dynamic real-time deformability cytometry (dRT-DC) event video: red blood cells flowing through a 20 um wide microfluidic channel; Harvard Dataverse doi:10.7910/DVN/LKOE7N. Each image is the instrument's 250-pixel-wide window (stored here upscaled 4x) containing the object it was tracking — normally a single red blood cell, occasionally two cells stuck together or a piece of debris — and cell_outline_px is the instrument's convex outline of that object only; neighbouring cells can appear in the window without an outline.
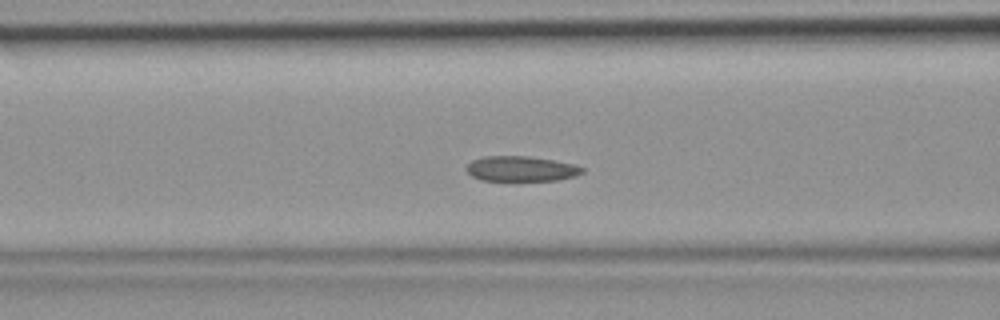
{"species": "common noctule bat (a hibernating species)", "species_latin": "Nyctalus noctula", "temperature_condition": "room temperature", "stored_images_in_passage": 36, "camera_frame_rate_fps": 3000, "um_per_image_px": 0.085, "animal": {"sex": "female", "body_mass_g": 19.9}, "frame": {"image": 1, "passage_image": 9, "time_ms": 2.667, "image_size_px": [1000, 320], "cell_outline_px": [[584, 172], [576, 176], [556, 180], [480, 180], [472, 176], [464, 168], [472, 160], [484, 156], [528, 156], [552, 160], [572, 164], [584, 168]], "centroid_in_image_um": [44.27, 14.34], "position_along_channel_um": 122.3, "area_um2": 16.88}}
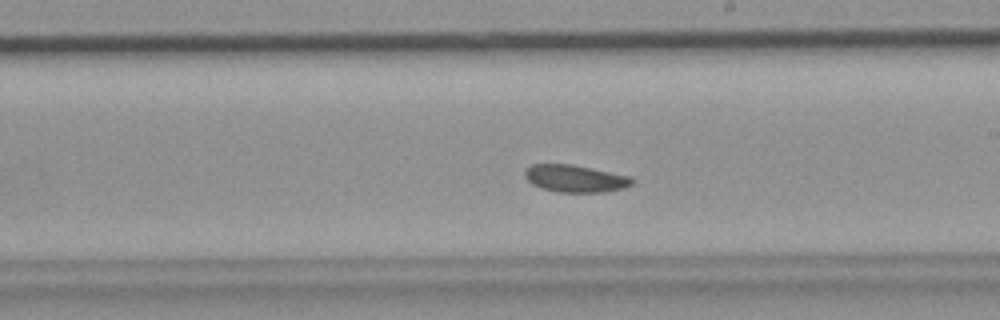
{"frame": {"image": 2, "passage_image": 17, "time_ms": 5.333, "image_size_px": [1000, 320], "cell_outline_px": [[636, 180], [632, 184], [624, 188], [608, 192], [556, 192], [540, 188], [532, 184], [524, 176], [524, 172], [532, 164], [572, 164], [632, 176]], "centroid_in_image_um": [48.93, 15.18], "position_along_channel_um": 240.1, "area_um2": 17.28}}
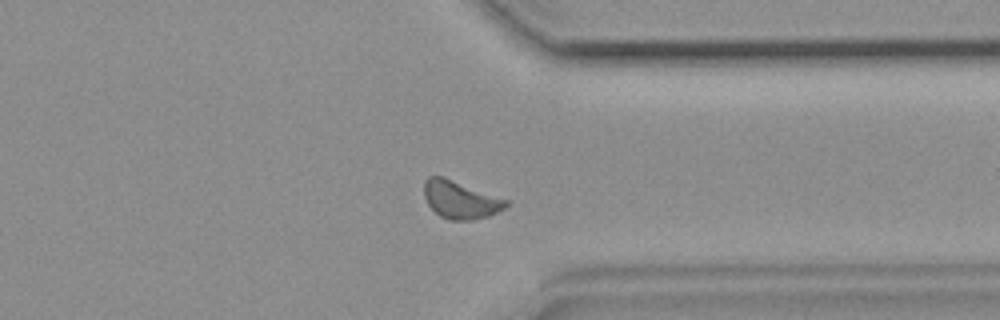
{"frame": {"image": 3, "passage_image": 26, "time_ms": 8.333, "image_size_px": [1000, 320], "cell_outline_px": [[508, 204], [504, 208], [488, 216], [472, 220], [448, 220], [440, 216], [428, 204], [424, 196], [424, 180], [428, 176], [444, 176], [508, 200]], "centroid_in_image_um": [39.11, 16.96], "position_along_channel_um": 372.3, "area_um2": 17.98}}